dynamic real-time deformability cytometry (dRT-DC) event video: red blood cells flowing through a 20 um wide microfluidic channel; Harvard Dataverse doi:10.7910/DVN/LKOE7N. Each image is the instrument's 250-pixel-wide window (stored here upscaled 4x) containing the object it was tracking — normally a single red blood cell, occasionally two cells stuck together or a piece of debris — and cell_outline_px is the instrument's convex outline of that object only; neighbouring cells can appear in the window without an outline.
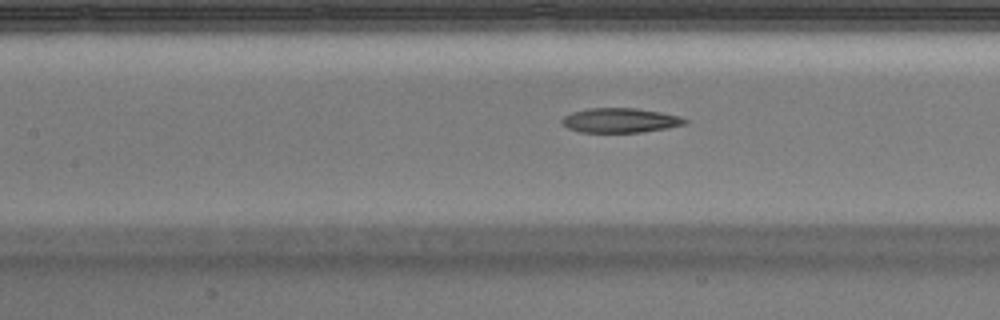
{"species": "Egyptian fruit bat (a non-hibernating species)", "species_latin": "Rousettus aegyptiacus", "temperature_condition": "warm", "stored_images_in_passage": 34, "camera_frame_rate_fps": 3000, "um_per_image_px": 0.085, "animal": {"sex": "male"}, "frame": {"image": 1, "passage_image": 10, "time_ms": 3.0, "image_size_px": [1000, 320], "cell_outline_px": [[688, 124], [668, 128], [640, 132], [580, 132], [568, 128], [560, 120], [564, 116], [572, 112], [588, 108], [636, 108], [660, 112], [680, 116], [688, 120]], "centroid_in_image_um": [52.74, 10.23], "position_along_channel_um": 154.7, "area_um2": 17.63}}
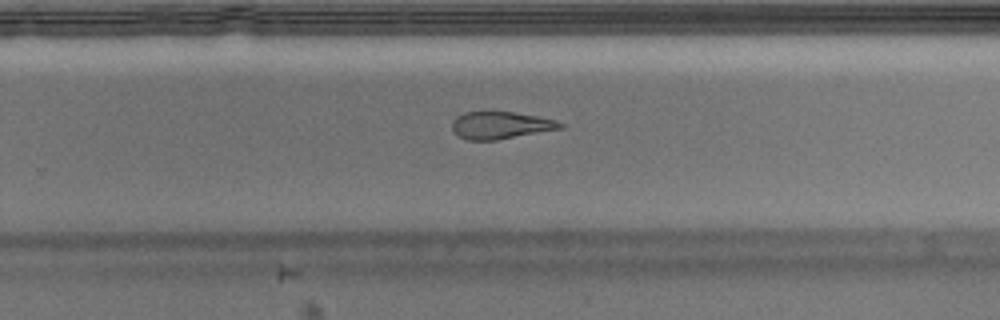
{"frame": {"image": 2, "passage_image": 20, "time_ms": 6.333, "image_size_px": [1000, 320], "cell_outline_px": [[564, 128], [496, 140], [468, 140], [456, 136], [452, 128], [452, 120], [456, 116], [464, 112], [512, 112], [536, 116], [556, 120], [564, 124]], "centroid_in_image_um": [42.52, 10.65], "position_along_channel_um": 287.3, "area_um2": 17.22}, "authors_computed_cell_mechanics": {"area_um2": 18.5249, "velocity_mm_per_s": 3.9946, "shape_relaxation_time_tau1_ms": null, "shape_relaxation_time_tau2_ms": 4.7624, "deformation_change_tau1": null, "deformation_change_tau2": 0.1592}}